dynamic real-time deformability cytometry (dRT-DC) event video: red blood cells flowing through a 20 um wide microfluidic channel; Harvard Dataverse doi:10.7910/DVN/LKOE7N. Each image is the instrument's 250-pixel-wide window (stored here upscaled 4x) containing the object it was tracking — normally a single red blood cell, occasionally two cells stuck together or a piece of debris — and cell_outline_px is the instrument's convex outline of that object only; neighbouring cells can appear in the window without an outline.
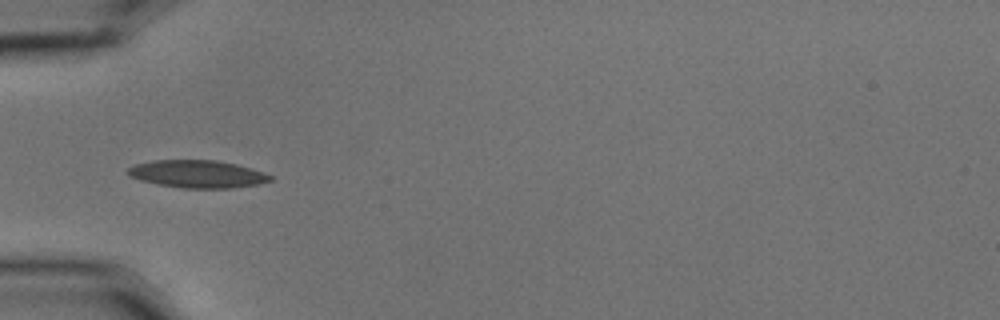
{"species": "common noctule bat (a hibernating species)", "species_latin": "Nyctalus noctula", "temperature_condition": "cold", "stored_images_in_passage": 38, "camera_frame_rate_fps": 3000, "um_per_image_px": 0.085, "animal": {"sex": "male", "body_mass_g": 15.6}, "frame": {"image": 1, "passage_image": 1, "time_ms": 0.0, "image_size_px": [1000, 320], "cell_outline_px": [[272, 180], [256, 184], [232, 188], [180, 188], [156, 184], [140, 180], [128, 176], [124, 172], [128, 168], [136, 164], [156, 160], [216, 160], [236, 164], [252, 168], [264, 172], [272, 176]], "centroid_in_image_um": [16.75, 14.79], "position_along_channel_um": 68.3, "area_um2": 23.0}}
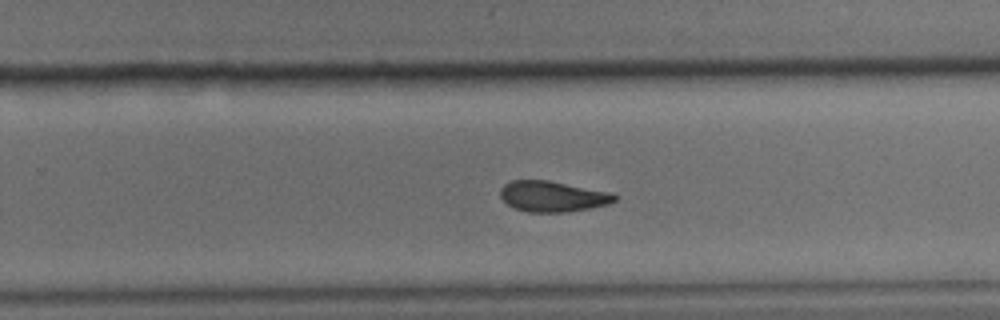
{"frame": {"image": 2, "passage_image": 19, "time_ms": 6.0, "image_size_px": [1000, 320], "cell_outline_px": [[616, 200], [608, 204], [588, 208], [564, 212], [528, 212], [516, 208], [508, 204], [500, 196], [500, 188], [504, 184], [512, 180], [548, 180], [612, 192], [616, 196]], "centroid_in_image_um": [46.96, 16.68], "position_along_channel_um": 282.8, "area_um2": 20.35}}
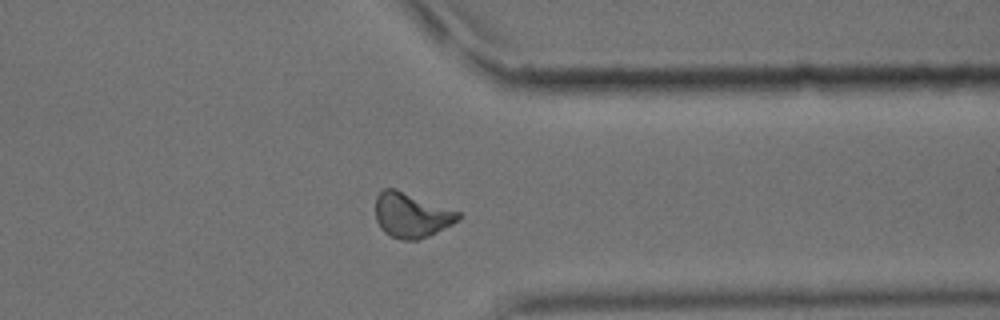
{"frame": {"image": 3, "passage_image": 27, "time_ms": 8.667, "image_size_px": [1000, 320], "cell_outline_px": [[460, 216], [452, 224], [428, 236], [416, 240], [400, 240], [384, 232], [380, 228], [376, 220], [376, 196], [384, 188], [396, 188], [460, 212]], "centroid_in_image_um": [34.93, 18.28], "position_along_channel_um": 376.5, "area_um2": 21.5}, "authors_computed_cell_mechanics": {"area_um2": 21.3282, "velocity_mm_per_s": 3.5873, "shape_relaxation_time_tau1_ms": 6.2187, "shape_relaxation_time_tau2_ms": 3.1204, "deformation_change_tau1": 0.1699, "deformation_change_tau2": 0.0887}}